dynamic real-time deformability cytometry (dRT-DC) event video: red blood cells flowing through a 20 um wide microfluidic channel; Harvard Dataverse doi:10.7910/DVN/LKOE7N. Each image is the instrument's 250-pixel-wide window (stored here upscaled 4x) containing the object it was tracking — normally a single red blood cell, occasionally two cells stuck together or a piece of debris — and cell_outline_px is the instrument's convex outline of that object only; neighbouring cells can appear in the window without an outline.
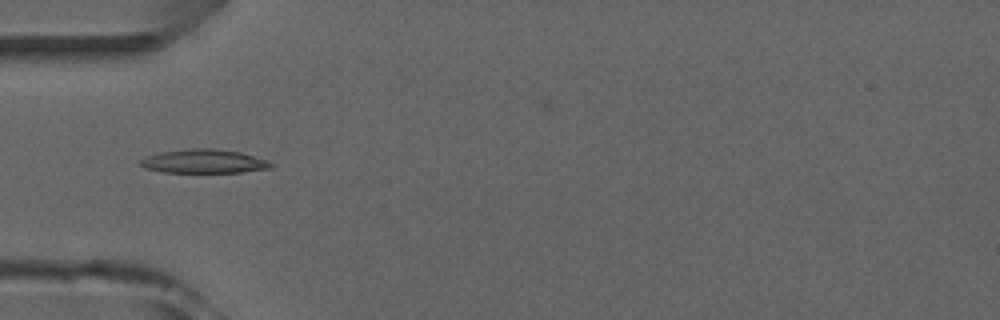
{"species": "common noctule bat (a hibernating species)", "species_latin": "Nyctalus noctula", "temperature_condition": "room temperature", "stored_images_in_passage": 5, "camera_frame_rate_fps": 3000, "um_per_image_px": 0.085, "animal": {"sex": "male", "forearm_length_mm": 52.5}, "frame": {"image": 1, "passage_image": 4, "time_ms": 3.667, "image_size_px": [1000, 320], "cell_outline_px": [[272, 168], [240, 172], [164, 172], [144, 168], [140, 164], [140, 160], [148, 156], [160, 152], [192, 148], [212, 148], [240, 152], [268, 160], [272, 164]], "centroid_in_image_um": [17.34, 13.71], "position_along_channel_um": 67.7, "area_um2": 17.98}}
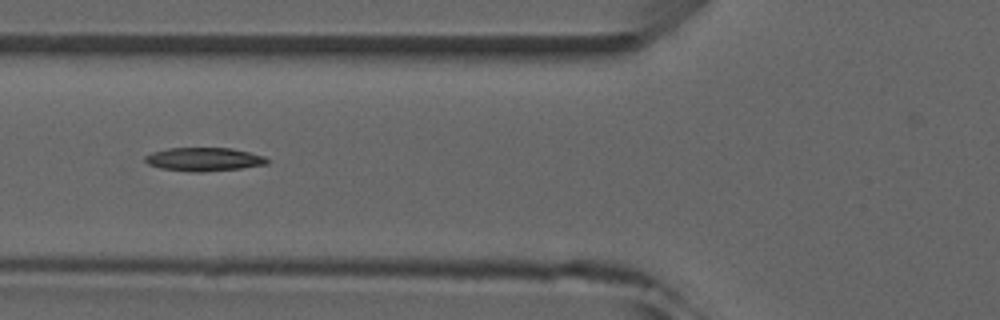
{"frame": {"image": 2, "passage_image": 5, "time_ms": 4.667, "image_size_px": [1000, 320], "cell_outline_px": [[268, 164], [240, 168], [200, 172], [192, 172], [160, 168], [148, 164], [144, 160], [144, 156], [152, 152], [168, 148], [232, 148], [264, 156], [268, 160]], "centroid_in_image_um": [17.3, 13.54], "position_along_channel_um": 108.5, "area_um2": 16.65}}